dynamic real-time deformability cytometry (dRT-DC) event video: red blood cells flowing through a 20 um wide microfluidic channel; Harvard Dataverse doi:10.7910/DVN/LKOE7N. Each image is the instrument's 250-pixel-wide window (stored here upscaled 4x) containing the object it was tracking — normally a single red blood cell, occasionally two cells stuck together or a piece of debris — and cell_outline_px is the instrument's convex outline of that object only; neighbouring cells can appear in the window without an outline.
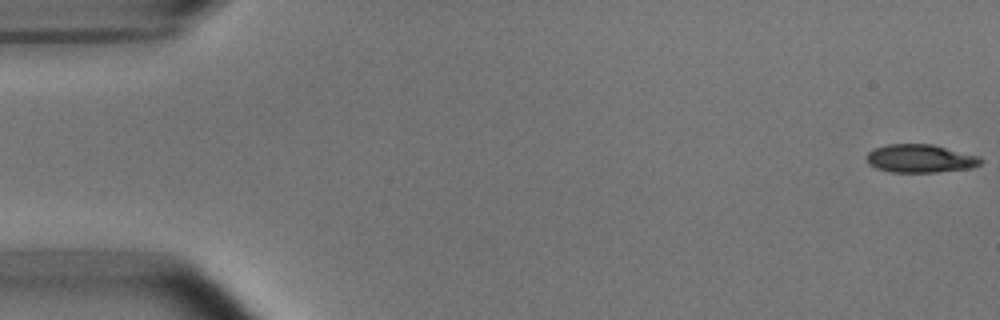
{"species": "common noctule bat (a hibernating species)", "species_latin": "Nyctalus noctula", "temperature_condition": "room temperature", "stored_images_in_passage": 53, "camera_frame_rate_fps": 3000, "um_per_image_px": 0.085, "animal": {"sex": "male", "body_mass_g": 15.6}, "frame": {"image": 1, "passage_image": 1, "time_ms": 0.0, "image_size_px": [1000, 320], "cell_outline_px": [[984, 160], [980, 164], [972, 168], [936, 172], [888, 172], [876, 168], [868, 164], [868, 152], [876, 148], [888, 144], [932, 144], [980, 156]], "centroid_in_image_um": [78.26, 13.48], "position_along_channel_um": 6.7, "area_um2": 18.79}}
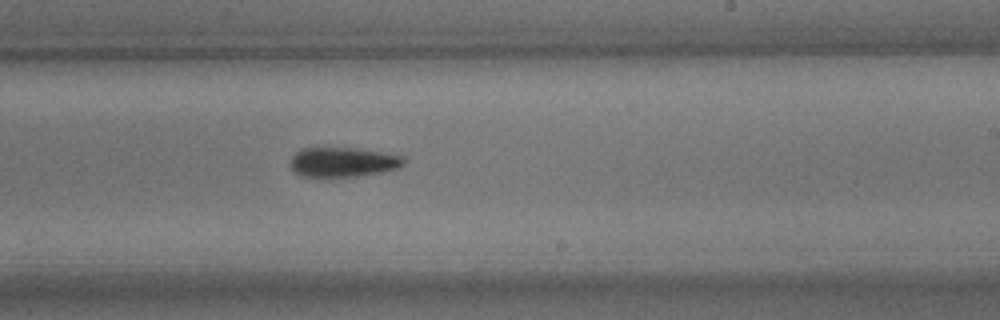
{"frame": {"image": 2, "passage_image": 32, "time_ms": 10.333, "image_size_px": [1000, 320], "cell_outline_px": [[408, 160], [400, 168], [384, 172], [328, 180], [300, 176], [288, 164], [292, 156], [300, 148], [316, 144], [360, 148], [404, 156]], "centroid_in_image_um": [29.09, 13.76], "position_along_channel_um": 259.9, "area_um2": 21.5}}
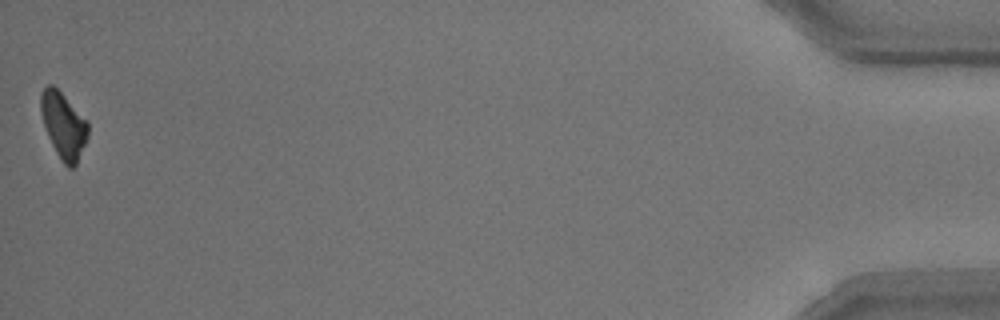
{"frame": {"image": 3, "passage_image": 53, "time_ms": 17.333, "image_size_px": [1000, 320], "cell_outline_px": [[88, 136], [76, 164], [72, 168], [68, 168], [60, 160], [48, 136], [40, 112], [40, 92], [48, 84], [52, 84], [88, 120]], "centroid_in_image_um": [5.39, 10.65], "position_along_channel_um": 429.8, "area_um2": 18.09}, "authors_computed_cell_mechanics": {"area_um2": 19.5364, "velocity_mm_per_s": 3.7685, "shape_relaxation_time_tau1_ms": 3.1135, "shape_relaxation_time_tau2_ms": 11.186, "deformation_change_tau1": 0.1321, "deformation_change_tau2": 0.2023}}